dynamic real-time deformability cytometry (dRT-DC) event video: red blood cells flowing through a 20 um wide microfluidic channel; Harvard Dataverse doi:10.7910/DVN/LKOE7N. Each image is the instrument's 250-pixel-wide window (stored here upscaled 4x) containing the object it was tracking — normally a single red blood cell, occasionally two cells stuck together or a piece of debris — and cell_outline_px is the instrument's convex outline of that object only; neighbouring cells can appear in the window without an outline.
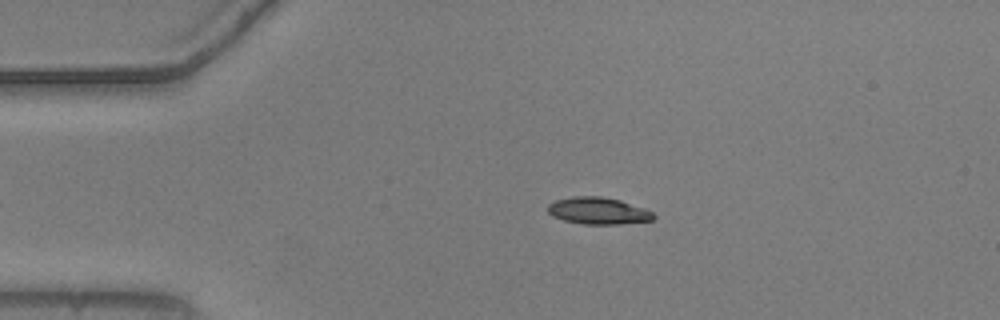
{"species": "common noctule bat (a hibernating species)", "species_latin": "Nyctalus noctula", "temperature_condition": "warm", "stored_images_in_passage": 7, "camera_frame_rate_fps": 3000, "um_per_image_px": 0.085, "animal": {"sex": "male", "body_mass_g": 20.5, "forearm_length_mm": 52.5}, "frame": {"image": 1, "passage_image": 1, "time_ms": 0.0, "image_size_px": [1000, 320], "cell_outline_px": [[656, 216], [652, 220], [620, 224], [584, 224], [564, 220], [552, 216], [548, 212], [548, 204], [556, 200], [572, 196], [600, 196], [620, 200], [644, 208], [652, 212]], "centroid_in_image_um": [50.84, 17.91], "position_along_channel_um": 34.2, "area_um2": 16.53}}